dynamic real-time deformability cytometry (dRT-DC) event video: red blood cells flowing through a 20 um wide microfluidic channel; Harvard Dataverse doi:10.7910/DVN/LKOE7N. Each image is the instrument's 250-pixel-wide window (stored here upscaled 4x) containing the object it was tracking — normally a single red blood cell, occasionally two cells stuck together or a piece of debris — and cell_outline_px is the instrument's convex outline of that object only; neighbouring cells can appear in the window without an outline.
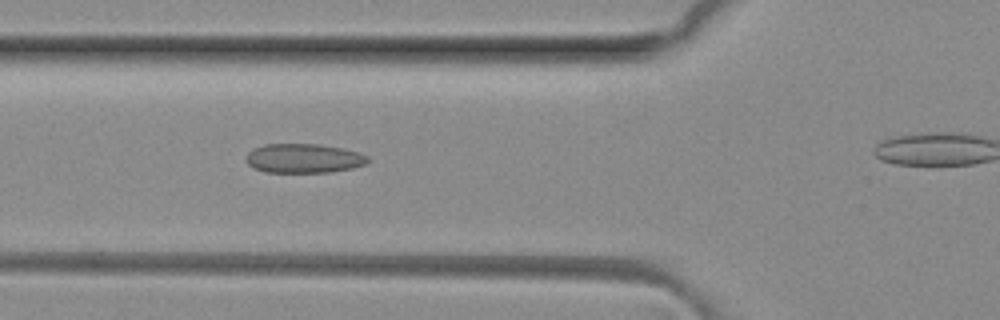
{"species": "common noctule bat (a hibernating species)", "species_latin": "Nyctalus noctula", "temperature_condition": "room temperature", "stored_images_in_passage": 7, "camera_frame_rate_fps": 3000, "um_per_image_px": 0.085, "animal": {"sex": "female", "body_mass_g": 29.2, "forearm_length_mm": 56.3}, "frame": {"image": 1, "passage_image": 6, "time_ms": 1.667, "image_size_px": [1000, 320], "cell_outline_px": [[372, 160], [368, 164], [352, 168], [332, 172], [264, 172], [248, 164], [248, 152], [252, 148], [264, 144], [320, 144], [344, 148], [360, 152], [368, 156]], "centroid_in_image_um": [25.9, 13.45], "position_along_channel_um": 99.9, "area_um2": 20.98}}